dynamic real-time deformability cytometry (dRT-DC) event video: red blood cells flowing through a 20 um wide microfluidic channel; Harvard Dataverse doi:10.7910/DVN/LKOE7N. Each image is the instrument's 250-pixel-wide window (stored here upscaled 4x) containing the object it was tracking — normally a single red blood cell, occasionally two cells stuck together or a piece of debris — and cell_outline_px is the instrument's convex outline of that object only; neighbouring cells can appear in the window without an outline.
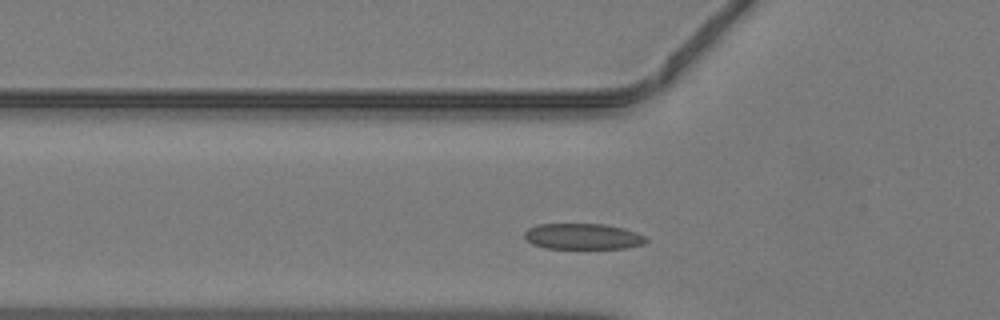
{"species": "common noctule bat (a hibernating species)", "species_latin": "Nyctalus noctula", "temperature_condition": "warm", "stored_images_in_passage": 41, "camera_frame_rate_fps": 3000, "um_per_image_px": 0.085, "animal": {"sex": "male", "body_mass_g": 19.2, "forearm_length_mm": 51.8}, "frame": {"image": 1, "passage_image": 9, "time_ms": 2.667, "image_size_px": [1000, 320], "cell_outline_px": [[648, 244], [628, 248], [544, 248], [532, 244], [524, 236], [524, 232], [528, 228], [540, 224], [604, 224], [624, 228], [636, 232], [644, 236], [648, 240]], "centroid_in_image_um": [49.59, 20.1], "position_along_channel_um": 76.2, "area_um2": 18.44}}
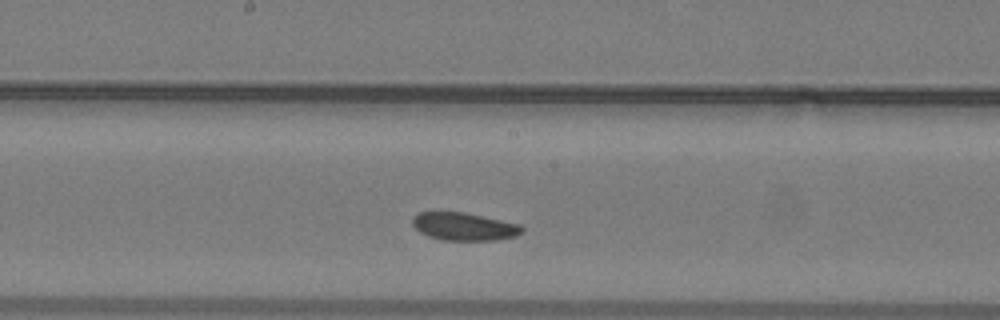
{"frame": {"image": 2, "passage_image": 18, "time_ms": 5.667, "image_size_px": [1000, 320], "cell_outline_px": [[524, 232], [516, 236], [496, 240], [440, 240], [428, 236], [420, 232], [412, 224], [412, 216], [416, 212], [464, 212], [520, 224], [524, 228]], "centroid_in_image_um": [39.44, 19.25], "position_along_channel_um": 208.8, "area_um2": 17.92}}
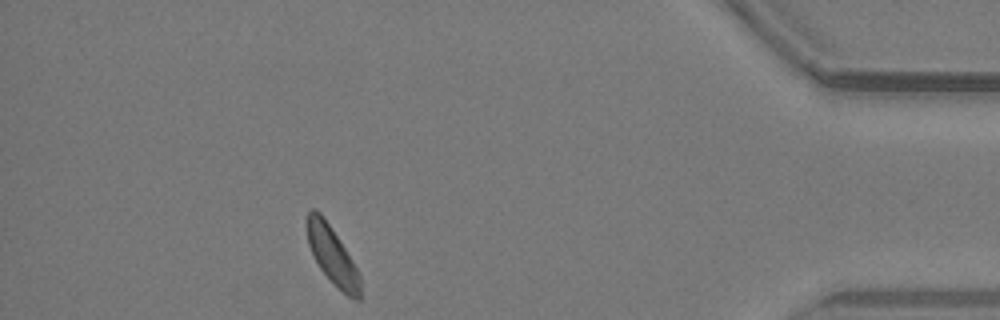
{"frame": {"image": 3, "passage_image": 35, "time_ms": 11.333, "image_size_px": [1000, 320], "cell_outline_px": [[360, 300], [356, 300], [348, 296], [320, 268], [308, 244], [308, 212], [312, 208], [316, 208], [320, 212], [352, 260], [360, 276]], "centroid_in_image_um": [28.25, 21.7], "position_along_channel_um": 406.9, "area_um2": 16.94}}